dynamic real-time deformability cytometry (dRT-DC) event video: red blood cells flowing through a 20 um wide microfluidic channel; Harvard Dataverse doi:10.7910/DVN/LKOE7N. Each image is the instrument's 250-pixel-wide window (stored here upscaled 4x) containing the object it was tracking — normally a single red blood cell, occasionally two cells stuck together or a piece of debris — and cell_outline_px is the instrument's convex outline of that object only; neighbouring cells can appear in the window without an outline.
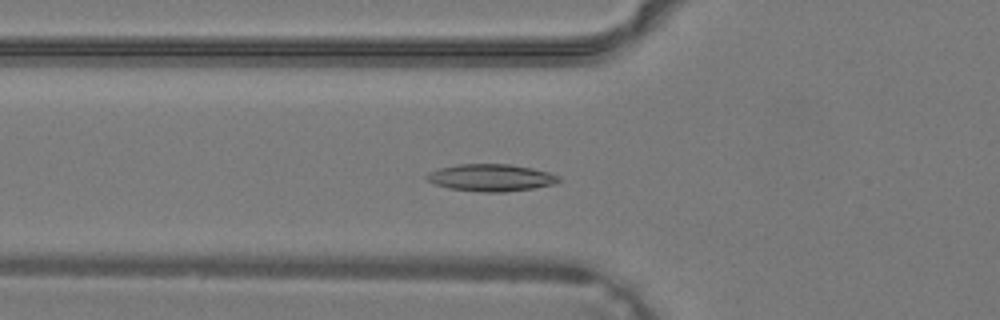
{"species": "common noctule bat (a hibernating species)", "species_latin": "Nyctalus noctula", "temperature_condition": "warm", "stored_images_in_passage": 31, "camera_frame_rate_fps": 3000, "um_per_image_px": 0.085, "animal": {"sex": "male", "body_mass_g": 19.2, "forearm_length_mm": 51.8}, "frame": {"image": 1, "passage_image": 6, "time_ms": 1.667, "image_size_px": [1000, 320], "cell_outline_px": [[560, 180], [556, 184], [532, 188], [504, 192], [480, 192], [448, 188], [436, 184], [428, 180], [424, 176], [428, 172], [440, 168], [460, 164], [508, 164], [532, 168], [548, 172], [560, 176]], "centroid_in_image_um": [41.74, 15.1], "position_along_channel_um": 84.1, "area_um2": 20.81}}
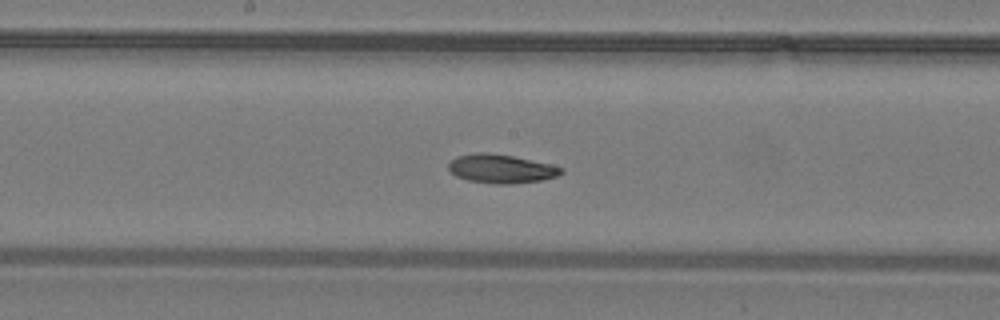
{"frame": {"image": 2, "passage_image": 13, "time_ms": 4.0, "image_size_px": [1000, 320], "cell_outline_px": [[564, 172], [556, 176], [540, 180], [508, 184], [492, 184], [468, 180], [456, 176], [448, 168], [448, 164], [456, 156], [476, 152], [484, 152], [512, 156], [548, 164], [564, 168]], "centroid_in_image_um": [42.56, 14.34], "position_along_channel_um": 205.6, "area_um2": 18.67}}
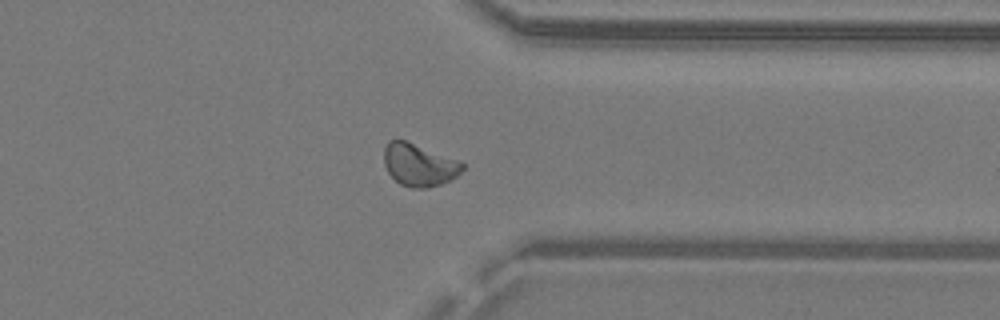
{"frame": {"image": 3, "passage_image": 23, "time_ms": 7.333, "image_size_px": [1000, 320], "cell_outline_px": [[464, 168], [452, 180], [428, 188], [412, 188], [400, 184], [388, 172], [384, 164], [384, 148], [388, 140], [404, 140], [456, 160], [464, 164]], "centroid_in_image_um": [35.59, 14.03], "position_along_channel_um": 375.8, "area_um2": 19.07}}